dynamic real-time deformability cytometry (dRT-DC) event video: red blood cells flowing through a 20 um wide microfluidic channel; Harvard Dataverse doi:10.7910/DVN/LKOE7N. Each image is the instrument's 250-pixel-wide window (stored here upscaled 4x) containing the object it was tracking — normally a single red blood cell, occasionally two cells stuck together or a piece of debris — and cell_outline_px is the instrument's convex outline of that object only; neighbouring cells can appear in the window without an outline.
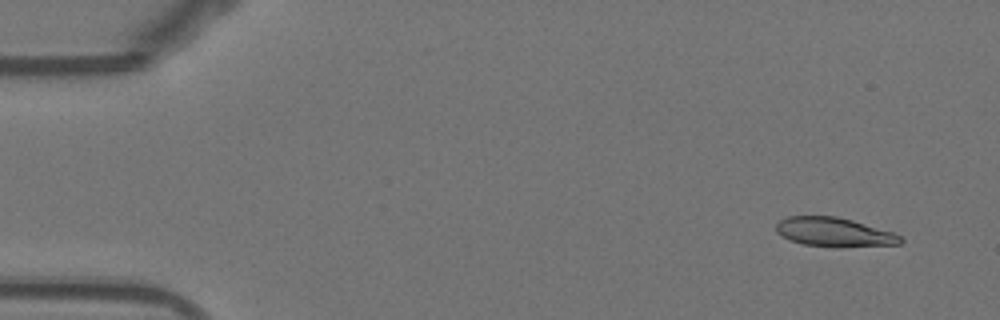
{"species": "Egyptian fruit bat (a non-hibernating species)", "species_latin": "Rousettus aegyptiacus", "temperature_condition": "warm", "stored_images_in_passage": 53, "camera_frame_rate_fps": 3000, "um_per_image_px": 0.085, "animal": {"sex": "female"}, "frame": {"image": 1, "passage_image": 4, "time_ms": 1.0, "image_size_px": [1000, 320], "cell_outline_px": [[904, 240], [900, 244], [804, 244], [788, 240], [776, 232], [776, 224], [780, 220], [788, 216], [836, 216], [852, 220], [892, 232], [900, 236]], "centroid_in_image_um": [70.81, 19.67], "position_along_channel_um": 14.2, "area_um2": 19.83}}
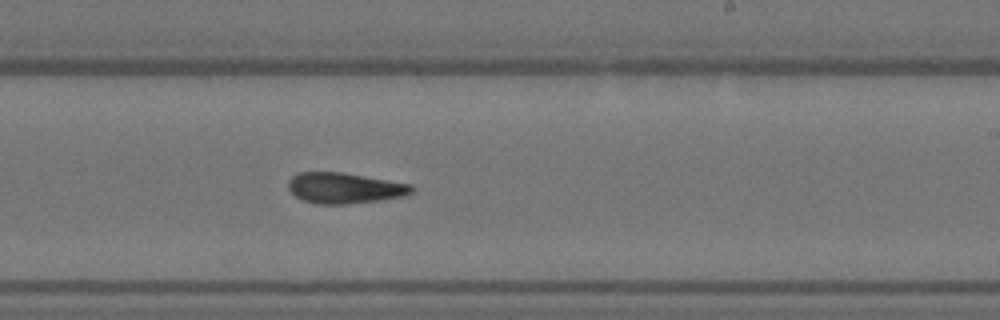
{"frame": {"image": 2, "passage_image": 32, "time_ms": 10.333, "image_size_px": [1000, 320], "cell_outline_px": [[416, 188], [412, 192], [404, 196], [380, 200], [344, 204], [316, 204], [304, 200], [296, 196], [288, 188], [288, 180], [292, 176], [300, 172], [344, 172], [412, 184]], "centroid_in_image_um": [29.31, 15.97], "position_along_channel_um": 259.7, "area_um2": 22.2}}
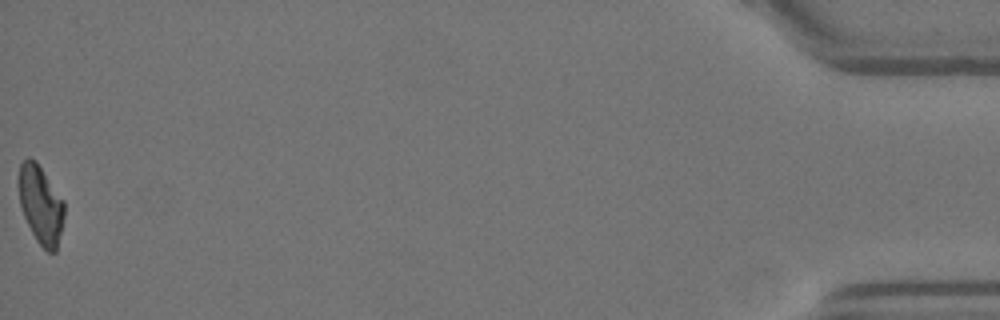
{"frame": {"image": 3, "passage_image": 53, "time_ms": 17.333, "image_size_px": [1000, 320], "cell_outline_px": [[64, 216], [56, 252], [48, 252], [36, 240], [24, 216], [20, 204], [16, 184], [20, 164], [28, 156], [36, 160], [64, 200]], "centroid_in_image_um": [3.44, 17.34], "position_along_channel_um": 431.8, "area_um2": 21.04}, "authors_computed_cell_mechanics": {"area_um2": 21.7906, "velocity_mm_per_s": 3.8679, "shape_relaxation_time_tau1_ms": 8.0779, "shape_relaxation_time_tau2_ms": 3.6809, "deformation_change_tau1": 0.2596, "deformation_change_tau2": 0.1371}}